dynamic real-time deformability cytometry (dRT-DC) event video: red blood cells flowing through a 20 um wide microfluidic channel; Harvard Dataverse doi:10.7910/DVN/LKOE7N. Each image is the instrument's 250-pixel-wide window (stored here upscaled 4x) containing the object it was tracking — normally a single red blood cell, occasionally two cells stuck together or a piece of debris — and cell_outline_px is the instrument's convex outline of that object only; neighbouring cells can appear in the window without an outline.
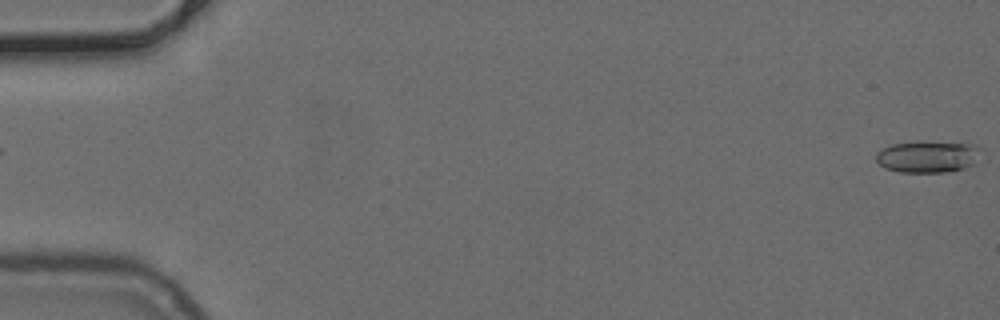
{"species": "common noctule bat (a hibernating species)", "species_latin": "Nyctalus noctula", "temperature_condition": "cold", "stored_images_in_passage": 10, "camera_frame_rate_fps": 3000, "um_per_image_px": 0.085, "animal": {"sex": "female", "body_mass_g": 24.6, "forearm_length_mm": 56.2}, "frame": {"image": 1, "passage_image": 1, "time_ms": 0.0, "image_size_px": [1000, 320], "cell_outline_px": [[984, 152], [972, 164], [964, 168], [944, 172], [900, 172], [884, 168], [876, 160], [876, 152], [880, 148], [892, 144], [920, 140], [924, 140], [976, 144]], "centroid_in_image_um": [78.87, 13.28], "position_along_channel_um": 6.1, "area_um2": 20.0}}